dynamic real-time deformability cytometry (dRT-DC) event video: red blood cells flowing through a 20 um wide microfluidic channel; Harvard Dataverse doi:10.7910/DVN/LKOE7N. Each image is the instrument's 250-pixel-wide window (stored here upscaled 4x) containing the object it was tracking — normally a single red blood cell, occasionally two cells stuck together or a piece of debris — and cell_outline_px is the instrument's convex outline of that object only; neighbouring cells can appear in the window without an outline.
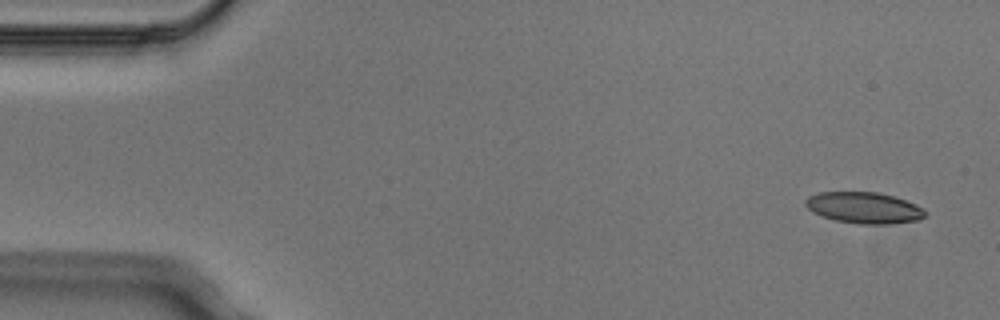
{"species": "Egyptian fruit bat (a non-hibernating species)", "species_latin": "Rousettus aegyptiacus", "temperature_condition": "cold", "stored_images_in_passage": 6, "camera_frame_rate_fps": 3000, "um_per_image_px": 0.085, "animal": {"sex": "male"}, "frame": {"image": 1, "passage_image": 1, "time_ms": 0.0, "image_size_px": [1000, 320], "cell_outline_px": [[928, 212], [920, 220], [888, 224], [860, 224], [836, 220], [812, 212], [804, 204], [804, 200], [808, 196], [820, 192], [876, 192], [896, 196], [916, 204], [924, 208]], "centroid_in_image_um": [73.48, 17.65], "position_along_channel_um": 11.5, "area_um2": 21.96}}
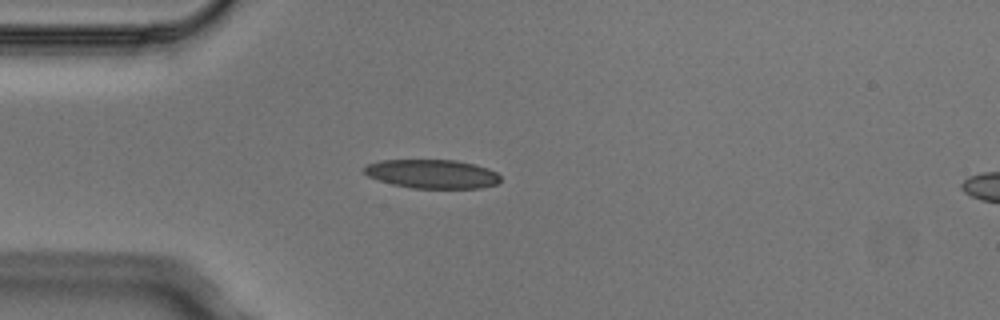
{"frame": {"image": 2, "passage_image": 4, "time_ms": 1.0, "image_size_px": [1000, 320], "cell_outline_px": [[500, 180], [496, 184], [480, 188], [412, 188], [392, 184], [368, 176], [364, 172], [364, 168], [368, 164], [380, 160], [456, 160], [476, 164], [488, 168], [496, 172], [500, 176]], "centroid_in_image_um": [36.75, 14.78], "position_along_channel_um": 48.2, "area_um2": 22.89}}
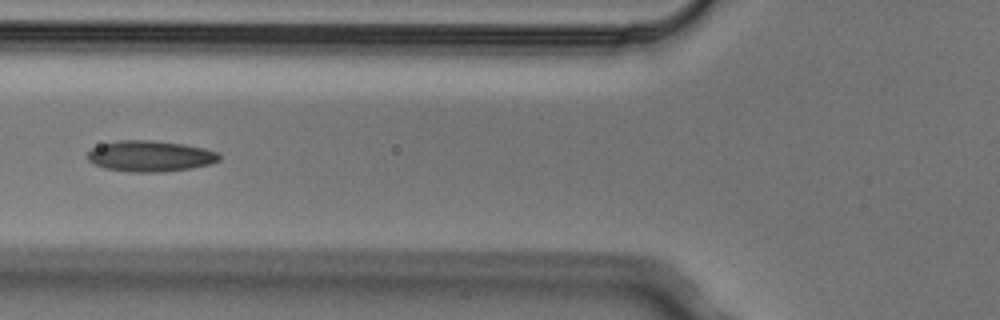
{"frame": {"image": 3, "passage_image": 6, "time_ms": 1.667, "image_size_px": [1000, 320], "cell_outline_px": [[220, 160], [212, 164], [192, 168], [164, 172], [128, 172], [104, 168], [88, 160], [88, 152], [92, 148], [100, 144], [120, 140], [152, 140], [184, 144], [204, 148], [216, 152], [220, 156]], "centroid_in_image_um": [12.78, 13.27], "position_along_channel_um": 113.0, "area_um2": 23.87}}